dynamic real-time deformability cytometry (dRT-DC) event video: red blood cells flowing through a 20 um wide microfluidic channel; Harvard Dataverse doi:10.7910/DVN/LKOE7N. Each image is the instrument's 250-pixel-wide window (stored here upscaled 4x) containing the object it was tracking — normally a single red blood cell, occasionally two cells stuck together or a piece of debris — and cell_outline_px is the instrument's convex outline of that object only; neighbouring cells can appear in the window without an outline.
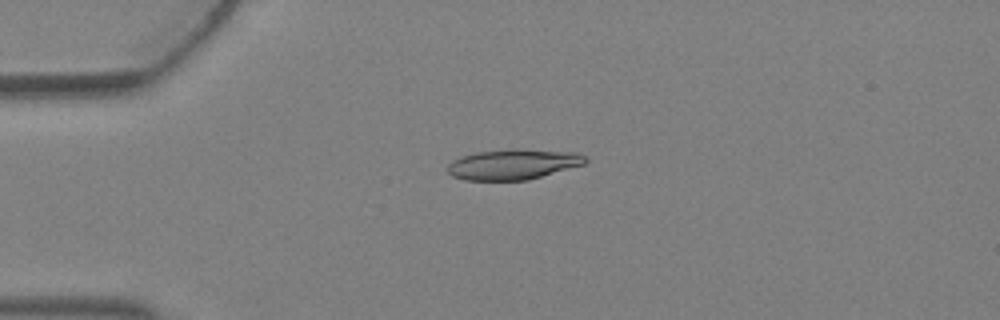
{"species": "Egyptian fruit bat (a non-hibernating species)", "species_latin": "Rousettus aegyptiacus", "temperature_condition": "warm", "stored_images_in_passage": 4, "camera_frame_rate_fps": 3000, "um_per_image_px": 0.085, "animal": {"sex": "female"}, "frame": {"image": 1, "passage_image": 3, "time_ms": 0.667, "image_size_px": [1000, 320], "cell_outline_px": [[588, 160], [584, 164], [528, 180], [464, 180], [452, 176], [448, 172], [448, 164], [452, 160], [460, 156], [476, 152], [508, 148], [516, 148], [580, 152]], "centroid_in_image_um": [43.61, 13.95], "position_along_channel_um": 41.4, "area_um2": 24.74}}
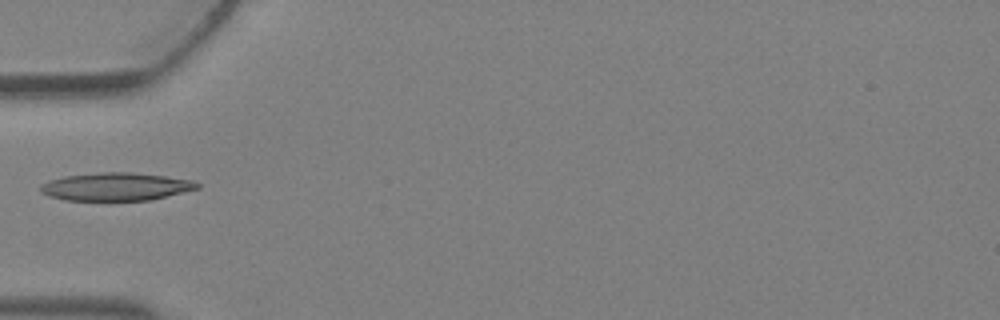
{"frame": {"image": 2, "passage_image": 4, "time_ms": 1.0, "image_size_px": [1000, 320], "cell_outline_px": [[200, 188], [148, 200], [64, 200], [48, 196], [40, 192], [40, 184], [48, 180], [64, 176], [100, 172], [132, 172], [164, 176], [192, 180], [200, 184]], "centroid_in_image_um": [9.8, 15.86], "position_along_channel_um": 75.2, "area_um2": 25.49}}